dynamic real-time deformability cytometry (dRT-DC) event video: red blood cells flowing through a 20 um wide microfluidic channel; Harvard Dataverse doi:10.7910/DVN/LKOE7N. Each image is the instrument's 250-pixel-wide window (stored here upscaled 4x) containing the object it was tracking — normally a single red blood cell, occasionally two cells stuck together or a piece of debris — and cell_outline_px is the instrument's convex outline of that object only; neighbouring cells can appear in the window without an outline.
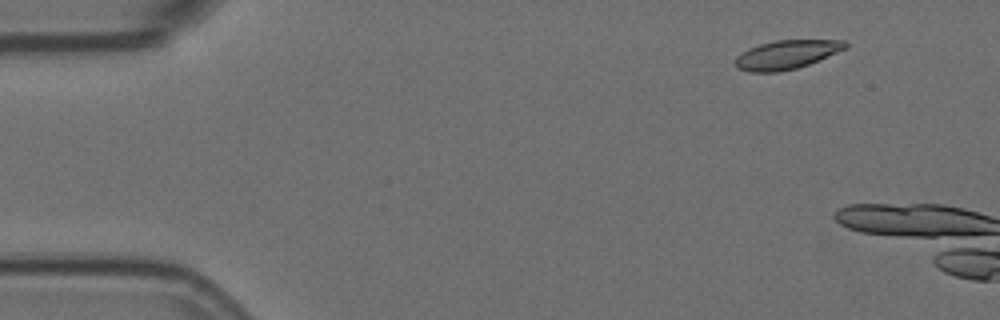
{"species": "Egyptian fruit bat (a non-hibernating species)", "species_latin": "Rousettus aegyptiacus", "temperature_condition": "room temperature", "stored_images_in_passage": 4, "camera_frame_rate_fps": 3000, "um_per_image_px": 0.085, "animal": {"sex": "female"}, "frame": {"image": 1, "passage_image": 2, "time_ms": 0.333, "image_size_px": [1000, 320], "cell_outline_px": [[848, 48], [808, 64], [796, 68], [780, 72], [752, 72], [736, 68], [736, 56], [748, 48], [760, 44], [776, 40], [844, 40], [848, 44]], "centroid_in_image_um": [66.86, 4.64], "position_along_channel_um": 18.1, "area_um2": 18.44}}